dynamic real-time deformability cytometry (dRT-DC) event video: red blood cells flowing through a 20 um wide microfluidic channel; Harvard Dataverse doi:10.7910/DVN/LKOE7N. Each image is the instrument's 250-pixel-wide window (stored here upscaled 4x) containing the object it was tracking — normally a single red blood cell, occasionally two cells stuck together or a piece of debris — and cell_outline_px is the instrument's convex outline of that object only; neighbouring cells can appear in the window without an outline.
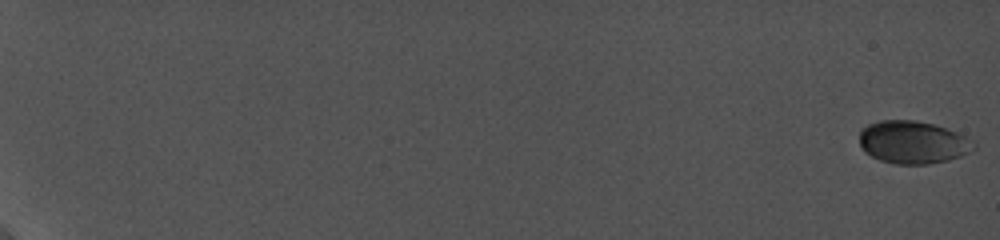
{"species": "common noctule bat (a hibernating species)", "species_latin": "Nyctalus noctula", "temperature_condition": "cold", "stored_images_in_passage": 15, "camera_frame_rate_fps": 5000, "um_per_image_px": 0.085, "animal": {"sex": "female", "body_mass_g": 19.0, "forearm_length_mm": 56.7}, "frame": {"image": 1, "passage_image": 1, "time_ms": 0.0, "image_size_px": [1000, 240], "cell_outline_px": [[976, 148], [960, 156], [948, 160], [928, 164], [896, 164], [880, 160], [864, 152], [860, 148], [860, 128], [868, 124], [880, 120], [916, 120], [932, 124], [956, 132], [964, 136], [976, 144]], "centroid_in_image_um": [77.55, 12.09], "position_along_channel_um": 7.5, "area_um2": 28.44}}
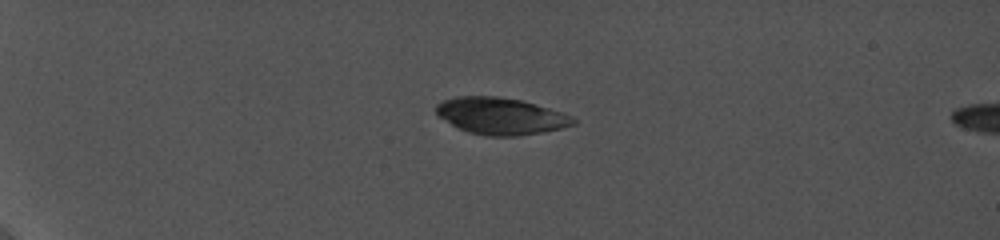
{"frame": {"image": 2, "passage_image": 13, "time_ms": 6.0, "image_size_px": [1000, 240], "cell_outline_px": [[576, 124], [564, 128], [516, 136], [484, 136], [468, 132], [452, 124], [440, 116], [436, 112], [436, 104], [444, 100], [456, 96], [496, 96], [524, 100], [564, 112], [572, 116], [576, 120]], "centroid_in_image_um": [42.62, 9.85], "position_along_channel_um": 42.4, "area_um2": 29.54}}